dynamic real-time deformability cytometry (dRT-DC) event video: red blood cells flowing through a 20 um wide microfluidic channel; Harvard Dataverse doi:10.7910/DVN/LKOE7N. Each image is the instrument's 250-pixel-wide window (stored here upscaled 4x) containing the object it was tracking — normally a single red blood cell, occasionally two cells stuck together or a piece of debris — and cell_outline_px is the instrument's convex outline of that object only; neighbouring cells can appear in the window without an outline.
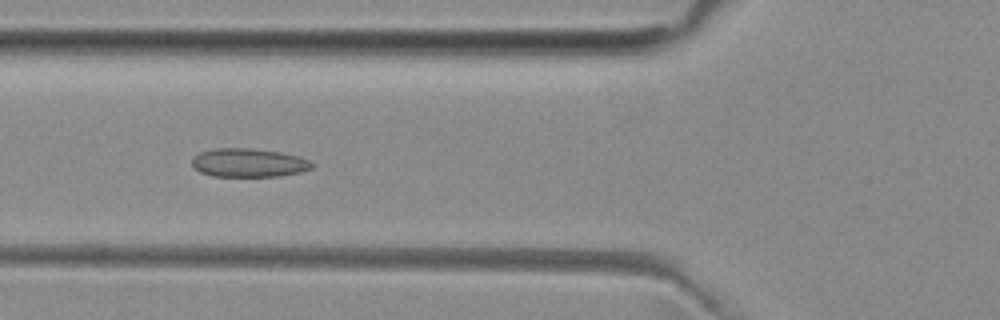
{"species": "common noctule bat (a hibernating species)", "species_latin": "Nyctalus noctula", "temperature_condition": "room temperature", "stored_images_in_passage": 43, "camera_frame_rate_fps": 3000, "um_per_image_px": 0.085, "animal": {"sex": "female", "body_mass_g": 29.2, "forearm_length_mm": 56.3}, "frame": {"image": 1, "passage_image": 11, "time_ms": 3.333, "image_size_px": [1000, 320], "cell_outline_px": [[316, 164], [312, 168], [300, 172], [280, 176], [212, 176], [200, 172], [192, 164], [192, 160], [200, 152], [212, 148], [252, 148], [280, 152], [300, 156], [312, 160]], "centroid_in_image_um": [21.2, 13.83], "position_along_channel_um": 104.6, "area_um2": 20.17}}
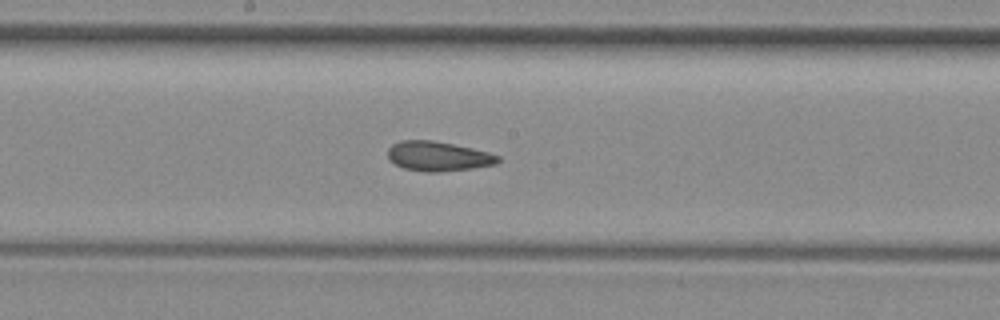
{"frame": {"image": 2, "passage_image": 19, "time_ms": 6.0, "image_size_px": [1000, 320], "cell_outline_px": [[500, 160], [496, 164], [472, 168], [440, 172], [428, 172], [404, 168], [388, 160], [388, 148], [392, 144], [400, 140], [432, 140], [472, 148], [488, 152], [500, 156]], "centroid_in_image_um": [37.23, 13.28], "position_along_channel_um": 211.0, "area_um2": 19.02}}
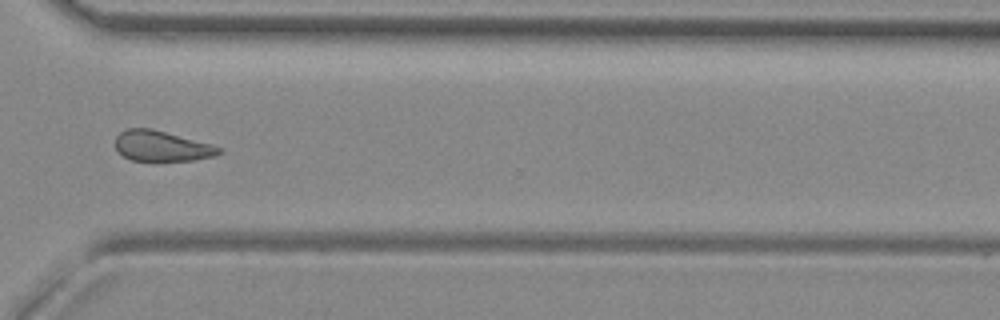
{"frame": {"image": 3, "passage_image": 30, "time_ms": 9.667, "image_size_px": [1000, 320], "cell_outline_px": [[224, 152], [212, 156], [192, 160], [132, 160], [124, 156], [116, 148], [116, 136], [120, 132], [128, 128], [152, 128], [212, 144], [224, 148]], "centroid_in_image_um": [13.78, 12.4], "position_along_channel_um": 356.8, "area_um2": 18.26}, "authors_computed_cell_mechanics": {"area_um2": 19.363, "velocity_mm_per_s": 3.9807, "shape_relaxation_time_tau1_ms": null, "shape_relaxation_time_tau2_ms": 3.4508, "deformation_change_tau1": null, "deformation_change_tau2": 0.0986}}